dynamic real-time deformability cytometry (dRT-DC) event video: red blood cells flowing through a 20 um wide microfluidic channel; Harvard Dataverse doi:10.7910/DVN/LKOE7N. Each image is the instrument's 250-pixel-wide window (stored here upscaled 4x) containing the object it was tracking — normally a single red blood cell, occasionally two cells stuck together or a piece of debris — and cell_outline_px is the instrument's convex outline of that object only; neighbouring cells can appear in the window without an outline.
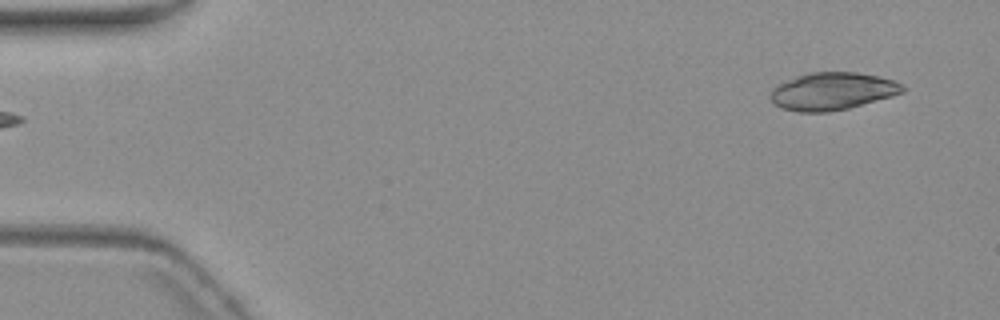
{"species": "common noctule bat (a hibernating species)", "species_latin": "Nyctalus noctula", "temperature_condition": "warm", "stored_images_in_passage": 2, "camera_frame_rate_fps": 3000, "um_per_image_px": 0.085, "animal": {"sex": "female", "body_mass_g": 19.3, "forearm_length_mm": 54.1}, "frame": {"image": 1, "passage_image": 2, "time_ms": 1.333, "image_size_px": [1000, 320], "cell_outline_px": [[908, 88], [904, 92], [892, 96], [848, 108], [828, 112], [800, 112], [780, 108], [768, 96], [772, 88], [796, 76], [812, 72], [856, 72], [876, 76], [892, 80], [904, 84]], "centroid_in_image_um": [70.76, 7.76], "position_along_channel_um": 14.2, "area_um2": 28.84}}